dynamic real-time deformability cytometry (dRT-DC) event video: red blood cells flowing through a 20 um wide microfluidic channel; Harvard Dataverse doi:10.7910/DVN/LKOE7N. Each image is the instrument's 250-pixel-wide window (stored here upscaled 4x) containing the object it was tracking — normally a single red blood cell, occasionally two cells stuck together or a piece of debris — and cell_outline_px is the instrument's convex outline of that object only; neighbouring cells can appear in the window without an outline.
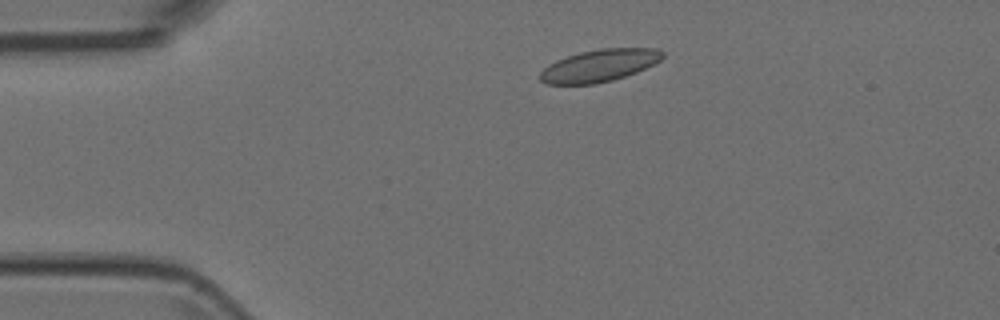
{"species": "Egyptian fruit bat (a non-hibernating species)", "species_latin": "Rousettus aegyptiacus", "temperature_condition": "room temperature", "stored_images_in_passage": 13, "camera_frame_rate_fps": 3000, "um_per_image_px": 0.085, "animal": {"sex": "female"}, "frame": {"image": 1, "passage_image": 2, "time_ms": 0.333, "image_size_px": [1000, 320], "cell_outline_px": [[664, 56], [660, 60], [636, 72], [612, 80], [596, 84], [544, 84], [540, 80], [540, 72], [548, 64], [556, 60], [580, 52], [600, 48], [656, 48], [664, 52]], "centroid_in_image_um": [50.92, 5.57], "position_along_channel_um": 34.1, "area_um2": 22.95}}
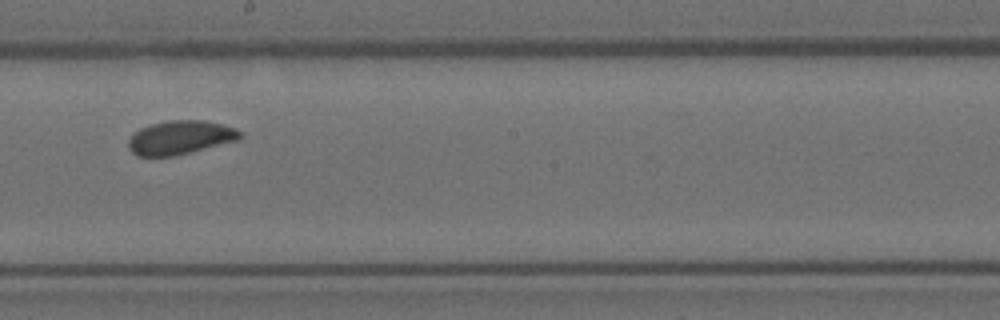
{"frame": {"image": 2, "passage_image": 7, "time_ms": 2.0, "image_size_px": [1000, 320], "cell_outline_px": [[244, 136], [240, 140], [172, 156], [136, 156], [128, 148], [128, 140], [140, 128], [152, 124], [168, 120], [204, 120], [224, 124], [236, 128], [244, 132]], "centroid_in_image_um": [15.38, 11.68], "position_along_channel_um": 232.8, "area_um2": 22.14}}
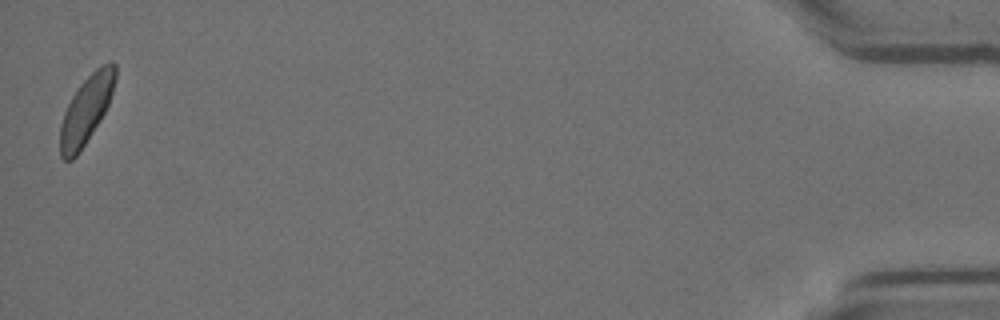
{"frame": {"image": 3, "passage_image": 13, "time_ms": 4.0, "image_size_px": [1000, 320], "cell_outline_px": [[116, 80], [108, 104], [100, 120], [76, 156], [72, 160], [64, 160], [60, 156], [60, 124], [64, 112], [72, 96], [80, 84], [100, 64], [108, 60], [112, 60], [116, 64]], "centroid_in_image_um": [7.34, 9.28], "position_along_channel_um": 427.9, "area_um2": 21.68}}